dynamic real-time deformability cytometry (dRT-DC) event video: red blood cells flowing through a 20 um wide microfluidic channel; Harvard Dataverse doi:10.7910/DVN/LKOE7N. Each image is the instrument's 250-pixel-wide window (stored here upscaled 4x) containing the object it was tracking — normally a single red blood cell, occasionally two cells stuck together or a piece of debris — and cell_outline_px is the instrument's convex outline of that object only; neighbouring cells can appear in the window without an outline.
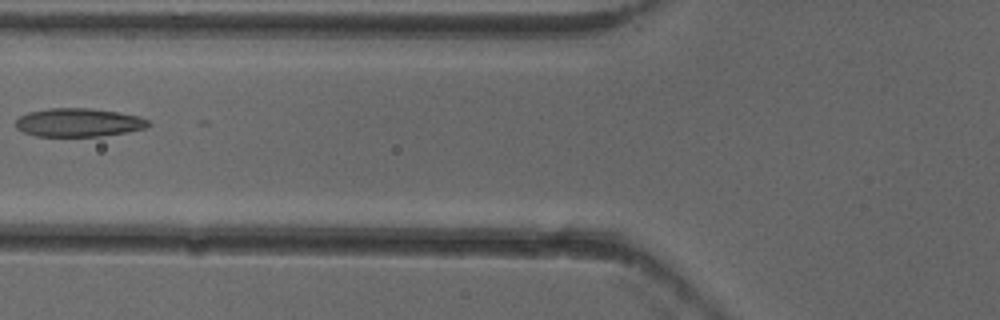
{"species": "common noctule bat (a hibernating species)", "species_latin": "Nyctalus noctula", "temperature_condition": "cold", "stored_images_in_passage": 4, "camera_frame_rate_fps": 3000, "um_per_image_px": 0.085, "animal": {"sex": "female"}, "frame": {"image": 1, "passage_image": 3, "time_ms": 0.667, "image_size_px": [1000, 320], "cell_outline_px": [[152, 124], [148, 128], [100, 136], [36, 136], [24, 132], [16, 128], [16, 120], [20, 116], [28, 112], [48, 108], [92, 108], [120, 112], [140, 116], [148, 120]], "centroid_in_image_um": [6.71, 10.4], "position_along_channel_um": 119.1, "area_um2": 22.14}}
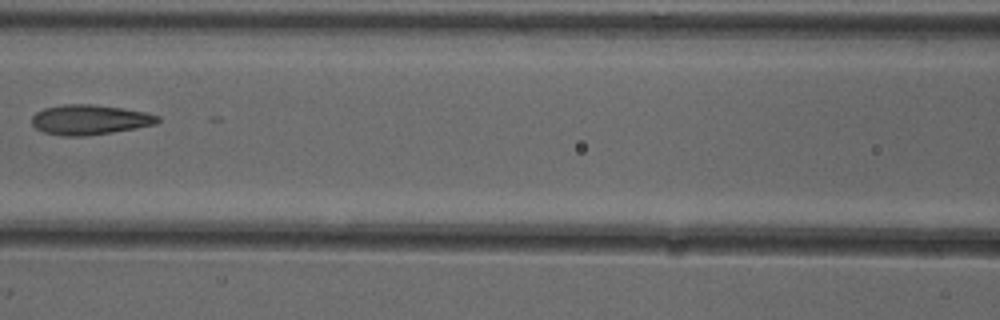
{"frame": {"image": 2, "passage_image": 4, "time_ms": 1.0, "image_size_px": [1000, 320], "cell_outline_px": [[160, 120], [156, 124], [136, 128], [112, 132], [84, 136], [64, 136], [44, 132], [36, 128], [32, 124], [32, 116], [36, 112], [44, 108], [64, 104], [92, 104], [124, 108], [148, 112], [160, 116]], "centroid_in_image_um": [7.65, 10.16], "position_along_channel_um": 158.9, "area_um2": 22.08}}